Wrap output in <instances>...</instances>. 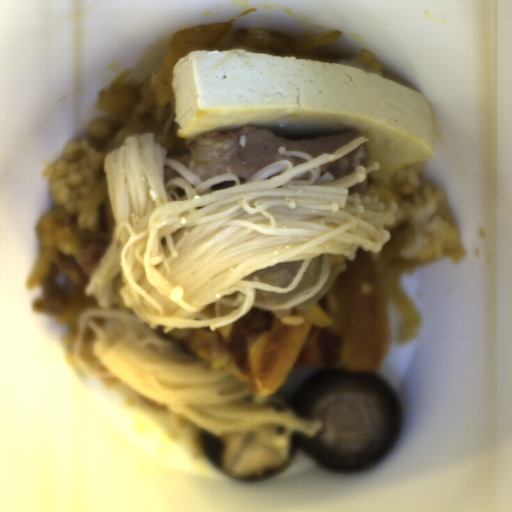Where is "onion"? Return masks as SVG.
<instances>
[{"mask_svg": "<svg viewBox=\"0 0 512 512\" xmlns=\"http://www.w3.org/2000/svg\"><path fill=\"white\" fill-rule=\"evenodd\" d=\"M108 194L106 177H102L87 192L76 198V208L73 212H65L64 208L59 205L40 218L37 232L41 239V252L26 281L28 287H33L46 273L57 253L59 244L71 236L72 231L69 228L71 218L94 209Z\"/></svg>", "mask_w": 512, "mask_h": 512, "instance_id": "onion-3", "label": "onion"}, {"mask_svg": "<svg viewBox=\"0 0 512 512\" xmlns=\"http://www.w3.org/2000/svg\"><path fill=\"white\" fill-rule=\"evenodd\" d=\"M327 263L329 273L316 293L306 301L289 309H273L272 312L275 317L279 319L288 316H300L311 322L314 326L321 328L331 327L332 319L320 308L317 301L328 292L337 276L342 271H346L345 256L341 254L328 255Z\"/></svg>", "mask_w": 512, "mask_h": 512, "instance_id": "onion-4", "label": "onion"}, {"mask_svg": "<svg viewBox=\"0 0 512 512\" xmlns=\"http://www.w3.org/2000/svg\"><path fill=\"white\" fill-rule=\"evenodd\" d=\"M389 234L379 251H372V261L379 274L381 284L389 296L402 310L404 321L400 327L399 342L406 343L414 338L419 323L420 314L410 297L400 288L398 278L401 273H409L417 267L418 261H410L402 256V250L407 242L408 232L404 223L396 226H386Z\"/></svg>", "mask_w": 512, "mask_h": 512, "instance_id": "onion-2", "label": "onion"}, {"mask_svg": "<svg viewBox=\"0 0 512 512\" xmlns=\"http://www.w3.org/2000/svg\"><path fill=\"white\" fill-rule=\"evenodd\" d=\"M343 30H330L311 37L298 38L278 31L236 29L230 22L180 29L173 37L170 52L181 59L191 51H225L242 49L278 57L318 59L329 62L317 48L340 40ZM330 63V62H329Z\"/></svg>", "mask_w": 512, "mask_h": 512, "instance_id": "onion-1", "label": "onion"}]
</instances>
